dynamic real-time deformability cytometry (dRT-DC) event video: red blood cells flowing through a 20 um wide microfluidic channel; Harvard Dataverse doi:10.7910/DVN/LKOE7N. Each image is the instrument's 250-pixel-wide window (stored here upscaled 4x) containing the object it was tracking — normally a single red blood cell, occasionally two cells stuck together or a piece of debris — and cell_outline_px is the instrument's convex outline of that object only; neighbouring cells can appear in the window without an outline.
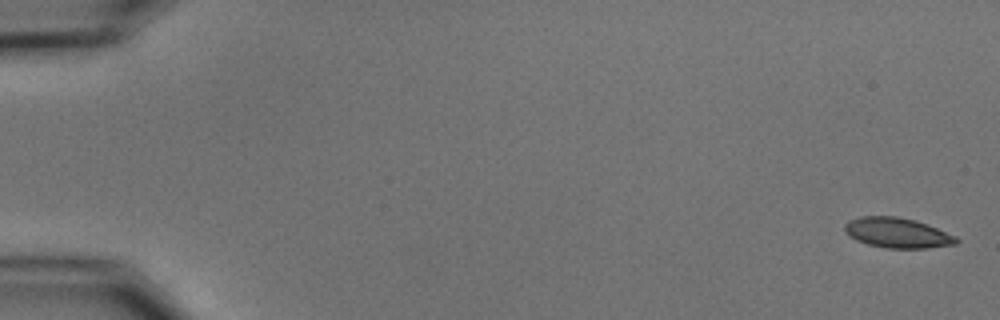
{"species": "common noctule bat (a hibernating species)", "species_latin": "Nyctalus noctula", "temperature_condition": "cold", "stored_images_in_passage": 7, "camera_frame_rate_fps": 3000, "um_per_image_px": 0.085, "animal": {"sex": "male", "body_mass_g": 15.6}, "frame": {"image": 1, "passage_image": 1, "time_ms": 0.0, "image_size_px": [1000, 320], "cell_outline_px": [[960, 240], [956, 244], [928, 248], [884, 248], [868, 244], [856, 240], [848, 236], [844, 232], [844, 224], [848, 220], [860, 216], [896, 216], [916, 220], [928, 224], [956, 236]], "centroid_in_image_um": [76.25, 19.78], "position_along_channel_um": 8.7, "area_um2": 19.88}}
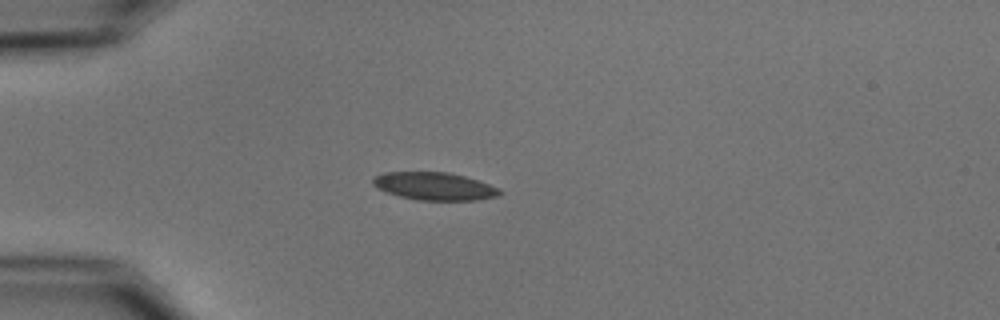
{"frame": {"image": 2, "passage_image": 5, "time_ms": 4.667, "image_size_px": [1000, 320], "cell_outline_px": [[504, 192], [496, 196], [476, 200], [416, 200], [400, 196], [376, 188], [372, 184], [372, 176], [384, 172], [448, 172], [464, 176], [500, 188]], "centroid_in_image_um": [36.89, 15.82], "position_along_channel_um": 48.1, "area_um2": 20.52}}
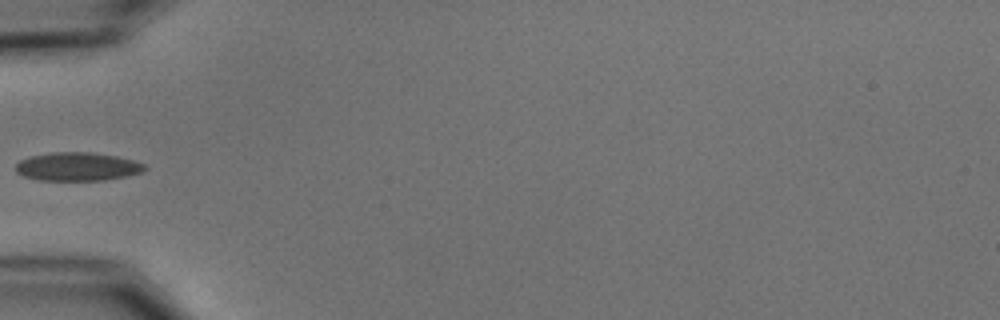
{"frame": {"image": 3, "passage_image": 6, "time_ms": 6.0, "image_size_px": [1000, 320], "cell_outline_px": [[148, 168], [140, 172], [128, 176], [104, 180], [40, 180], [24, 176], [16, 172], [16, 164], [20, 160], [28, 156], [52, 152], [88, 152], [116, 156], [148, 164]], "centroid_in_image_um": [6.59, 14.16], "position_along_channel_um": 78.4, "area_um2": 21.44}}